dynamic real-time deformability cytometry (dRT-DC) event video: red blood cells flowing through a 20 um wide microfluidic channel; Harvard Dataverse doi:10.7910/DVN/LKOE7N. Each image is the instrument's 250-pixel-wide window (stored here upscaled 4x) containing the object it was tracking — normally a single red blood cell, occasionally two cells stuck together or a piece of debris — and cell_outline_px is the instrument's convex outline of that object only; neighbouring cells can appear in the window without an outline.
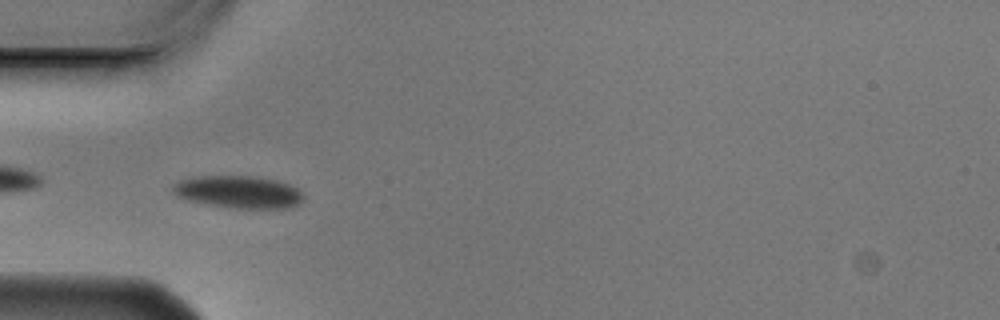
{"species": "Egyptian fruit bat (a non-hibernating species)", "species_latin": "Rousettus aegyptiacus", "temperature_condition": "cold", "stored_images_in_passage": 8, "camera_frame_rate_fps": 3000, "um_per_image_px": 0.085, "animal": {"sex": "male"}, "frame": {"image": 1, "passage_image": 5, "time_ms": 1.333, "image_size_px": [1000, 320], "cell_outline_px": [[304, 200], [300, 204], [288, 208], [236, 208], [204, 204], [188, 200], [176, 196], [172, 192], [172, 184], [180, 180], [196, 176], [252, 176], [276, 180], [288, 184], [296, 188], [304, 196]], "centroid_in_image_um": [20.25, 16.32], "position_along_channel_um": 64.8, "area_um2": 24.8}}
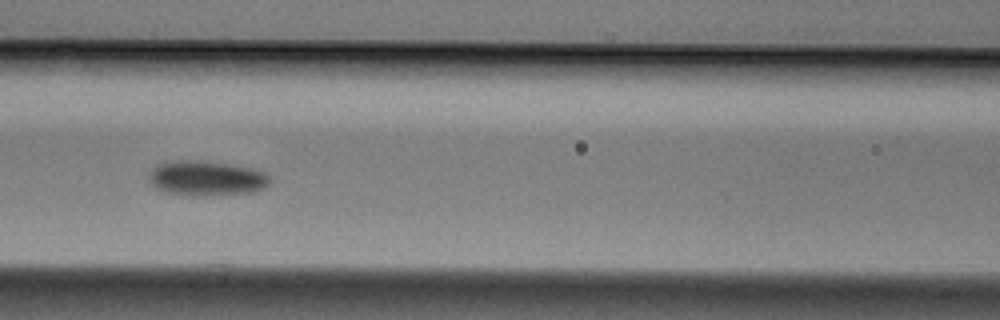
{"frame": {"image": 2, "passage_image": 7, "time_ms": 2.0, "image_size_px": [1000, 320], "cell_outline_px": [[272, 180], [264, 188], [256, 192], [220, 196], [188, 196], [164, 192], [156, 188], [148, 180], [152, 168], [160, 164], [180, 160], [200, 160], [228, 164], [252, 168], [264, 172], [272, 176]], "centroid_in_image_um": [17.6, 15.18], "position_along_channel_um": 149.0, "area_um2": 25.14}}
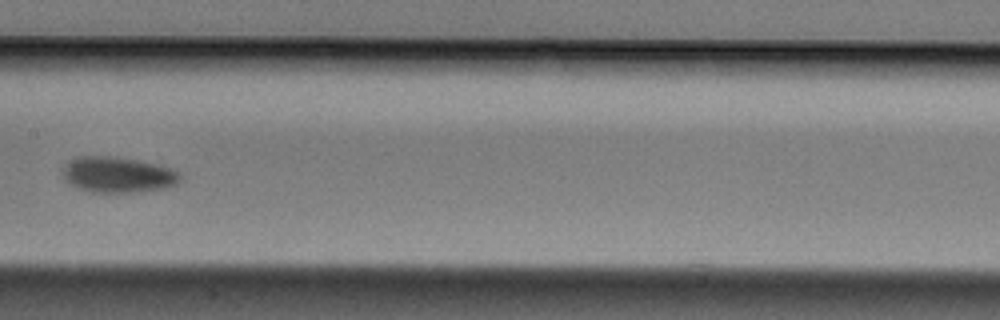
{"frame": {"image": 3, "passage_image": 8, "time_ms": 2.333, "image_size_px": [1000, 320], "cell_outline_px": [[180, 180], [176, 184], [164, 188], [128, 192], [92, 192], [76, 188], [64, 180], [60, 172], [68, 160], [80, 156], [112, 156], [140, 160], [172, 168], [180, 172]], "centroid_in_image_um": [9.96, 14.83], "position_along_channel_um": 197.4, "area_um2": 24.68}}